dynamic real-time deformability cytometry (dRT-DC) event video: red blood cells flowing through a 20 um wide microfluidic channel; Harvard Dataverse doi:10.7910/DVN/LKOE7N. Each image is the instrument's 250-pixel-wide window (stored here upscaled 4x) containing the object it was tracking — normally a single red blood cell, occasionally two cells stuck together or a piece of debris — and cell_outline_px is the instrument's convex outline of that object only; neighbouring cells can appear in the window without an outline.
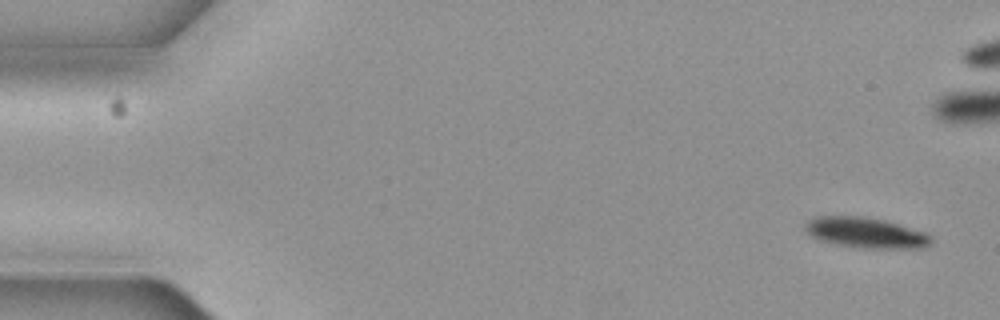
{"species": "common noctule bat (a hibernating species)", "species_latin": "Nyctalus noctula", "temperature_condition": "cold", "stored_images_in_passage": 6, "camera_frame_rate_fps": 3000, "um_per_image_px": 0.085, "animal": {"sex": "female", "body_mass_g": 19.3, "forearm_length_mm": 54.1}, "frame": {"image": 1, "passage_image": 1, "time_ms": 0.0, "image_size_px": [1000, 320], "cell_outline_px": [[932, 240], [924, 248], [864, 248], [836, 244], [820, 240], [812, 236], [804, 228], [804, 224], [808, 220], [816, 216], [864, 216], [884, 220], [924, 232]], "centroid_in_image_um": [73.55, 19.77], "position_along_channel_um": 11.5, "area_um2": 22.14}}